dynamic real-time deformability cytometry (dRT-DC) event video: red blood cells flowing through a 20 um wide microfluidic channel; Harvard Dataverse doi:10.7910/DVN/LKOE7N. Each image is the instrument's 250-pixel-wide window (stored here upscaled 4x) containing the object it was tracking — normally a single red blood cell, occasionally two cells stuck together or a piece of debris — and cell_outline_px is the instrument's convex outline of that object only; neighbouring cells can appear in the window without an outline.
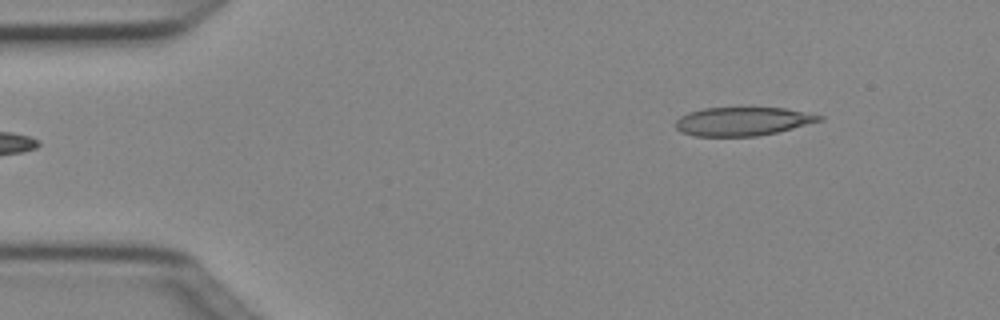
{"species": "Egyptian fruit bat (a non-hibernating species)", "species_latin": "Rousettus aegyptiacus", "temperature_condition": "cold", "stored_images_in_passage": 5, "segment_of_instrument_passage": [2, 2], "camera_frame_rate_fps": 3000, "um_per_image_px": 0.085, "animal": {"sex": "female"}, "frame": {"image": 1, "passage_image": 5, "time_ms": 1.333, "image_size_px": [1000, 320], "cell_outline_px": [[824, 120], [776, 132], [756, 136], [696, 136], [680, 132], [676, 128], [676, 120], [680, 116], [688, 112], [704, 108], [784, 108], [824, 116]], "centroid_in_image_um": [63.1, 10.32], "position_along_channel_um": 21.9, "area_um2": 23.76}}